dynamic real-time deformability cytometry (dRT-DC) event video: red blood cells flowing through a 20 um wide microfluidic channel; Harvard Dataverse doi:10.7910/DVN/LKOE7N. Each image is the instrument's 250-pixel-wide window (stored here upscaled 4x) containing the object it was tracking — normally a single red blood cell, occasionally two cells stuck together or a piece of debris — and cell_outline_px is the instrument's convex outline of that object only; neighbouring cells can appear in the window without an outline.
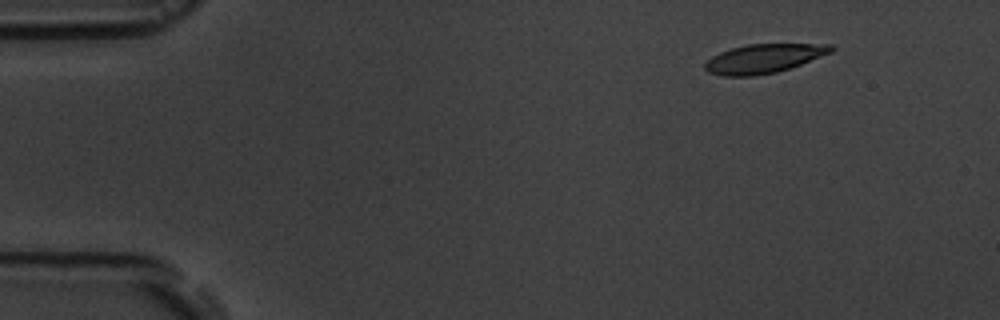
{"species": "common noctule bat (a hibernating species)", "species_latin": "Nyctalus noctula", "temperature_condition": "room temperature", "stored_images_in_passage": 4, "camera_frame_rate_fps": 3000, "um_per_image_px": 0.085, "animal": {"sex": "male", "body_mass_g": 19.5, "forearm_length_mm": 54.6}, "frame": {"image": 1, "passage_image": 2, "time_ms": 2.0, "image_size_px": [1000, 320], "cell_outline_px": [[836, 48], [832, 52], [800, 64], [776, 72], [752, 76], [724, 76], [708, 72], [704, 68], [704, 64], [712, 56], [720, 52], [732, 48], [748, 44], [832, 44]], "centroid_in_image_um": [64.91, 4.97], "position_along_channel_um": 20.1, "area_um2": 21.15}}